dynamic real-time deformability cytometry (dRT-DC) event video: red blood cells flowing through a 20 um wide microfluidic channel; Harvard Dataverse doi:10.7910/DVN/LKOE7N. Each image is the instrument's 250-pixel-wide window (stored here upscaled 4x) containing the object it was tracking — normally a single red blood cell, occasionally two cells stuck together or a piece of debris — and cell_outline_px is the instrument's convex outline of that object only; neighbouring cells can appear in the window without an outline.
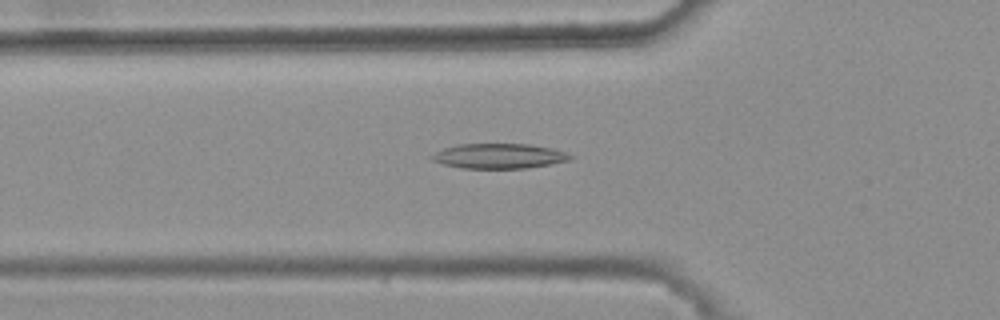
{"species": "common noctule bat (a hibernating species)", "species_latin": "Nyctalus noctula", "temperature_condition": "warm", "stored_images_in_passage": 32, "camera_frame_rate_fps": 3000, "um_per_image_px": 0.085, "animal": {"sex": "female", "body_mass_g": 25.1}, "frame": {"image": 1, "passage_image": 3, "time_ms": 0.667, "image_size_px": [1000, 320], "cell_outline_px": [[572, 156], [568, 160], [548, 164], [524, 168], [460, 168], [444, 164], [432, 160], [428, 156], [444, 148], [460, 144], [532, 144], [552, 148], [564, 152]], "centroid_in_image_um": [42.36, 13.25], "position_along_channel_um": 83.4, "area_um2": 19.88}}
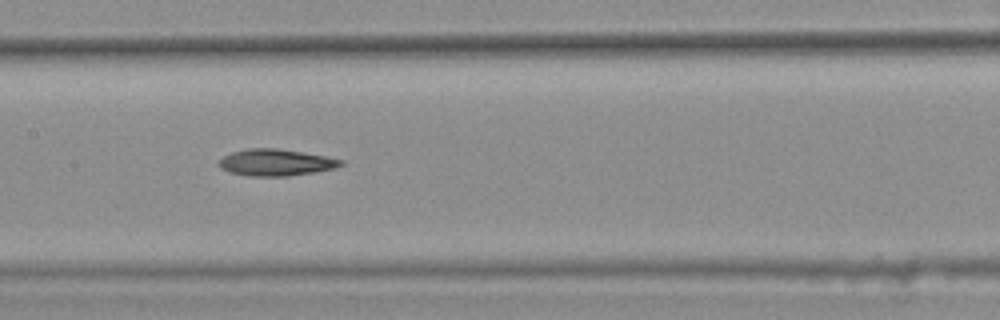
{"frame": {"image": 2, "passage_image": 11, "time_ms": 3.333, "image_size_px": [1000, 320], "cell_outline_px": [[344, 164], [336, 168], [316, 172], [288, 176], [248, 176], [232, 172], [220, 168], [216, 164], [224, 156], [232, 152], [248, 148], [276, 148], [324, 156], [344, 160]], "centroid_in_image_um": [23.45, 13.81], "position_along_channel_um": 184.0, "area_um2": 18.9}}
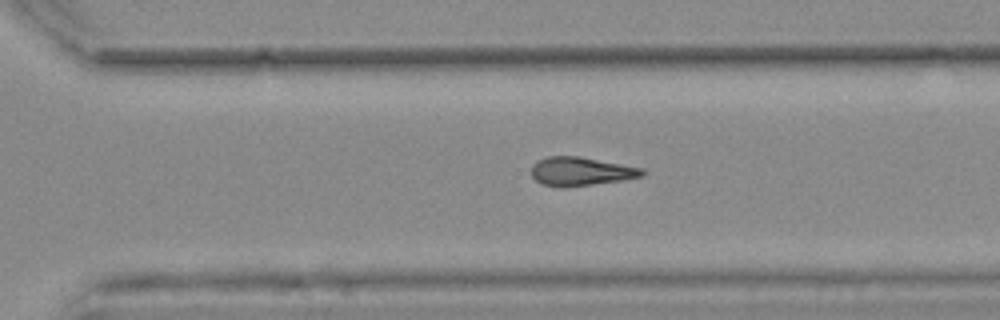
{"frame": {"image": 3, "passage_image": 22, "time_ms": 7.0, "image_size_px": [1000, 320], "cell_outline_px": [[648, 172], [644, 176], [624, 180], [564, 188], [540, 184], [532, 176], [532, 164], [536, 160], [548, 156], [580, 156], [644, 168]], "centroid_in_image_um": [49.4, 14.57], "position_along_channel_um": 321.2, "area_um2": 18.9}}